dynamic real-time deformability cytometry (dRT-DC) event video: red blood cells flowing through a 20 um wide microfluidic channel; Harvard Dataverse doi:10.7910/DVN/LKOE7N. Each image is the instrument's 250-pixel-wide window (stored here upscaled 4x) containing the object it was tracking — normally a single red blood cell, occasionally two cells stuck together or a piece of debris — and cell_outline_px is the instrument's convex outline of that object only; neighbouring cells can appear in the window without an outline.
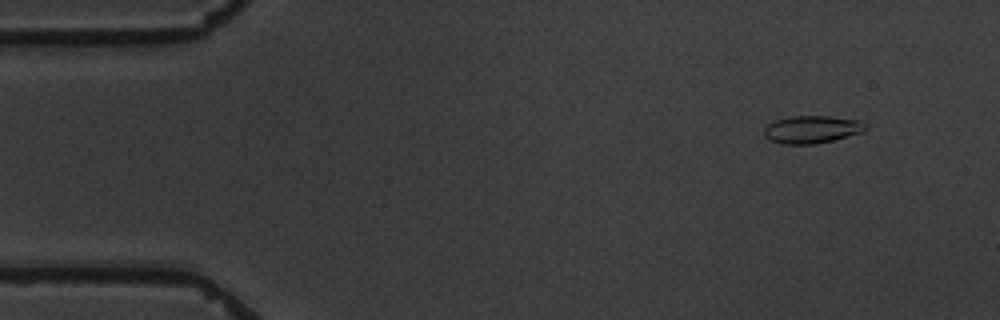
{"species": "common noctule bat (a hibernating species)", "species_latin": "Nyctalus noctula", "temperature_condition": "warm", "stored_images_in_passage": 5, "camera_frame_rate_fps": 3000, "um_per_image_px": 0.085, "animal": {"sex": "male", "body_mass_g": 19.5, "forearm_length_mm": 54.6}, "frame": {"image": 1, "passage_image": 2, "time_ms": 1.333, "image_size_px": [1000, 320], "cell_outline_px": [[864, 132], [816, 144], [784, 144], [768, 140], [764, 136], [764, 128], [768, 124], [776, 120], [792, 116], [828, 116], [860, 120], [864, 124]], "centroid_in_image_um": [68.97, 11.01], "position_along_channel_um": 16.0, "area_um2": 16.24}}